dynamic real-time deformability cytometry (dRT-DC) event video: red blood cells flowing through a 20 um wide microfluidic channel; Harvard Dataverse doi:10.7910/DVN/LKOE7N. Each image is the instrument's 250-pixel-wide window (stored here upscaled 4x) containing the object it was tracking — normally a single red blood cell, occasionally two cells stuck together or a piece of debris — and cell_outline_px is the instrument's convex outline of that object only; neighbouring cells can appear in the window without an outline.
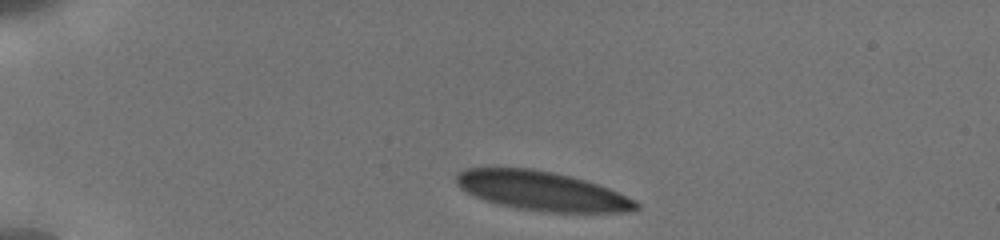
{"species": "human", "species_latin": "Homo sapiens", "temperature_condition": "cold", "stored_images_in_passage": 26, "camera_frame_rate_fps": 3000, "um_per_image_px": 0.085, "donor": {"sex": "male"}, "frame": {"image": 1, "passage_image": 1, "time_ms": 0.0, "image_size_px": [1000, 240], "cell_outline_px": [[640, 208], [628, 212], [544, 212], [516, 208], [500, 204], [476, 196], [460, 188], [456, 184], [456, 172], [464, 168], [532, 168], [572, 176], [600, 184], [636, 200], [640, 204]], "centroid_in_image_um": [46.1, 16.22], "position_along_channel_um": 38.9, "area_um2": 41.15}}
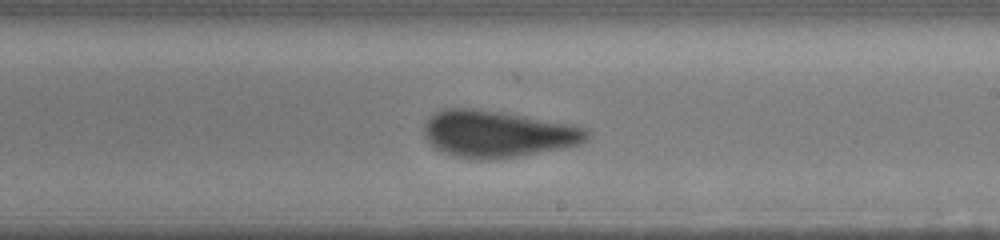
{"frame": {"image": 2, "passage_image": 15, "time_ms": 7.0, "image_size_px": [1000, 240], "cell_outline_px": [[588, 140], [580, 144], [560, 148], [516, 156], [488, 160], [480, 160], [452, 156], [432, 148], [424, 136], [424, 124], [436, 112], [444, 108], [476, 108], [572, 124], [588, 128]], "centroid_in_image_um": [42.25, 11.38], "position_along_channel_um": 246.7, "area_um2": 44.39}}
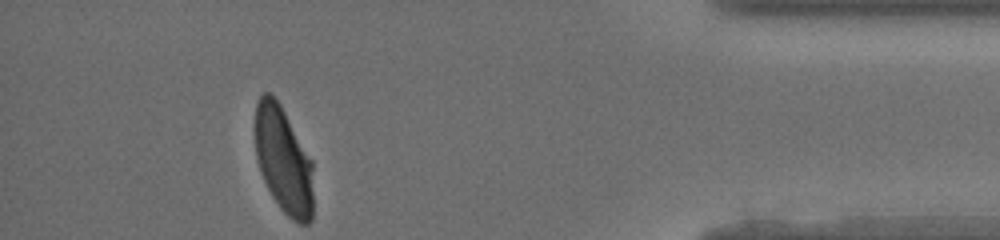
{"frame": {"image": 3, "passage_image": 26, "time_ms": 12.333, "image_size_px": [1000, 240], "cell_outline_px": [[312, 220], [308, 224], [300, 224], [292, 220], [280, 208], [272, 196], [260, 172], [256, 156], [252, 124], [256, 104], [260, 96], [264, 92], [268, 92], [280, 104], [312, 160]], "centroid_in_image_um": [24.05, 13.59], "position_along_channel_um": 411.2, "area_um2": 36.59}, "authors_computed_cell_mechanics": {"area_um2": 44.1014, "velocity_mm_per_s": 3.8211, "shape_relaxation_time_tau1_ms": 3.4272, "shape_relaxation_time_tau2_ms": null, "deformation_change_tau1": 0.1209, "deformation_change_tau2": null}}